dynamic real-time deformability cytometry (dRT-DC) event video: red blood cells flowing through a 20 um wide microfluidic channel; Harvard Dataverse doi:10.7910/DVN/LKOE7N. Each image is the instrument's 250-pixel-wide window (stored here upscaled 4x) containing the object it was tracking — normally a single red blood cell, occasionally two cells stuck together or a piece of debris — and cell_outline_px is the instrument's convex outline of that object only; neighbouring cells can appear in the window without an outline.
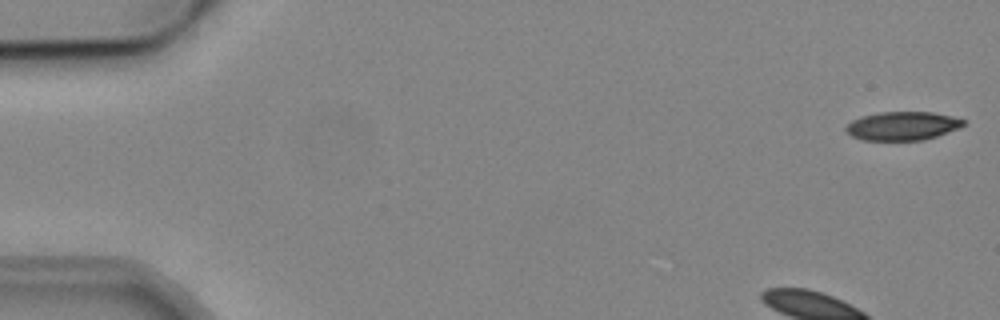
{"species": "common noctule bat (a hibernating species)", "species_latin": "Nyctalus noctula", "temperature_condition": "cold", "stored_images_in_passage": 5, "camera_frame_rate_fps": 3000, "um_per_image_px": 0.085, "animal": {"sex": "male", "body_mass_g": 19.2, "forearm_length_mm": 51.8}, "frame": {"image": 1, "passage_image": 1, "time_ms": 0.0, "image_size_px": [1000, 320], "cell_outline_px": [[964, 124], [960, 128], [924, 140], [860, 140], [852, 136], [844, 128], [852, 120], [864, 116], [880, 112], [932, 112], [964, 120]], "centroid_in_image_um": [76.69, 10.71], "position_along_channel_um": 8.3, "area_um2": 19.36}}
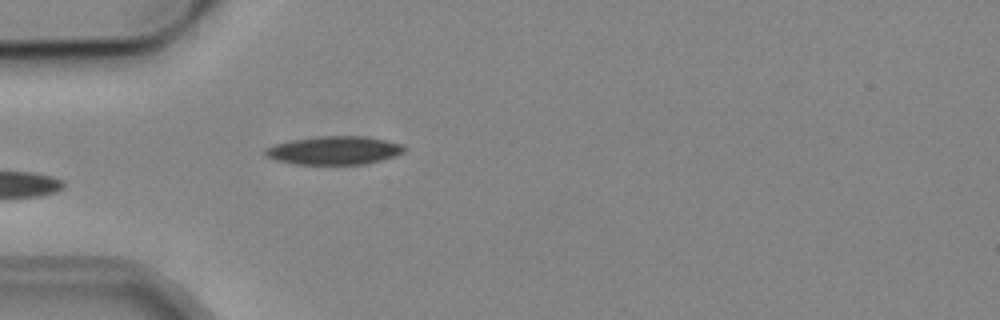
{"frame": {"image": 2, "passage_image": 5, "time_ms": 5.0, "image_size_px": [1000, 320], "cell_outline_px": [[404, 152], [396, 156], [364, 164], [296, 164], [276, 160], [268, 156], [264, 152], [264, 148], [276, 144], [292, 140], [320, 136], [364, 136], [388, 140], [404, 144]], "centroid_in_image_um": [28.45, 12.77], "position_along_channel_um": 56.6, "area_um2": 22.89}}